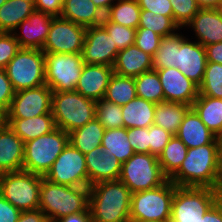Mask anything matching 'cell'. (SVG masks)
<instances>
[{
    "instance_id": "obj_46",
    "label": "cell",
    "mask_w": 222,
    "mask_h": 222,
    "mask_svg": "<svg viewBox=\"0 0 222 222\" xmlns=\"http://www.w3.org/2000/svg\"><path fill=\"white\" fill-rule=\"evenodd\" d=\"M128 141L135 153H150L149 127L127 129Z\"/></svg>"
},
{
    "instance_id": "obj_42",
    "label": "cell",
    "mask_w": 222,
    "mask_h": 222,
    "mask_svg": "<svg viewBox=\"0 0 222 222\" xmlns=\"http://www.w3.org/2000/svg\"><path fill=\"white\" fill-rule=\"evenodd\" d=\"M173 20L183 29L200 9L195 0H170Z\"/></svg>"
},
{
    "instance_id": "obj_26",
    "label": "cell",
    "mask_w": 222,
    "mask_h": 222,
    "mask_svg": "<svg viewBox=\"0 0 222 222\" xmlns=\"http://www.w3.org/2000/svg\"><path fill=\"white\" fill-rule=\"evenodd\" d=\"M7 125L24 143L50 133L56 128L52 114L26 119H7Z\"/></svg>"
},
{
    "instance_id": "obj_1",
    "label": "cell",
    "mask_w": 222,
    "mask_h": 222,
    "mask_svg": "<svg viewBox=\"0 0 222 222\" xmlns=\"http://www.w3.org/2000/svg\"><path fill=\"white\" fill-rule=\"evenodd\" d=\"M169 180L176 186L218 189V138L210 144L189 148L179 170Z\"/></svg>"
},
{
    "instance_id": "obj_25",
    "label": "cell",
    "mask_w": 222,
    "mask_h": 222,
    "mask_svg": "<svg viewBox=\"0 0 222 222\" xmlns=\"http://www.w3.org/2000/svg\"><path fill=\"white\" fill-rule=\"evenodd\" d=\"M176 136L188 149L210 144L216 138L192 108L185 115Z\"/></svg>"
},
{
    "instance_id": "obj_35",
    "label": "cell",
    "mask_w": 222,
    "mask_h": 222,
    "mask_svg": "<svg viewBox=\"0 0 222 222\" xmlns=\"http://www.w3.org/2000/svg\"><path fill=\"white\" fill-rule=\"evenodd\" d=\"M136 96L134 78L113 73L103 99L122 107Z\"/></svg>"
},
{
    "instance_id": "obj_45",
    "label": "cell",
    "mask_w": 222,
    "mask_h": 222,
    "mask_svg": "<svg viewBox=\"0 0 222 222\" xmlns=\"http://www.w3.org/2000/svg\"><path fill=\"white\" fill-rule=\"evenodd\" d=\"M172 137L173 134L164 128L154 124L149 126L150 154L158 157Z\"/></svg>"
},
{
    "instance_id": "obj_16",
    "label": "cell",
    "mask_w": 222,
    "mask_h": 222,
    "mask_svg": "<svg viewBox=\"0 0 222 222\" xmlns=\"http://www.w3.org/2000/svg\"><path fill=\"white\" fill-rule=\"evenodd\" d=\"M159 75L166 102L192 106L199 95V87L178 68L154 69Z\"/></svg>"
},
{
    "instance_id": "obj_48",
    "label": "cell",
    "mask_w": 222,
    "mask_h": 222,
    "mask_svg": "<svg viewBox=\"0 0 222 222\" xmlns=\"http://www.w3.org/2000/svg\"><path fill=\"white\" fill-rule=\"evenodd\" d=\"M141 10L152 11L173 19V10L170 0H137Z\"/></svg>"
},
{
    "instance_id": "obj_47",
    "label": "cell",
    "mask_w": 222,
    "mask_h": 222,
    "mask_svg": "<svg viewBox=\"0 0 222 222\" xmlns=\"http://www.w3.org/2000/svg\"><path fill=\"white\" fill-rule=\"evenodd\" d=\"M14 95L15 91L5 69H0V109L7 113Z\"/></svg>"
},
{
    "instance_id": "obj_7",
    "label": "cell",
    "mask_w": 222,
    "mask_h": 222,
    "mask_svg": "<svg viewBox=\"0 0 222 222\" xmlns=\"http://www.w3.org/2000/svg\"><path fill=\"white\" fill-rule=\"evenodd\" d=\"M221 196L218 189L176 186L170 222H203L205 212Z\"/></svg>"
},
{
    "instance_id": "obj_22",
    "label": "cell",
    "mask_w": 222,
    "mask_h": 222,
    "mask_svg": "<svg viewBox=\"0 0 222 222\" xmlns=\"http://www.w3.org/2000/svg\"><path fill=\"white\" fill-rule=\"evenodd\" d=\"M24 141L8 126L0 130V173L20 171L24 161Z\"/></svg>"
},
{
    "instance_id": "obj_10",
    "label": "cell",
    "mask_w": 222,
    "mask_h": 222,
    "mask_svg": "<svg viewBox=\"0 0 222 222\" xmlns=\"http://www.w3.org/2000/svg\"><path fill=\"white\" fill-rule=\"evenodd\" d=\"M5 71L15 92L45 84V57L39 49L21 48Z\"/></svg>"
},
{
    "instance_id": "obj_57",
    "label": "cell",
    "mask_w": 222,
    "mask_h": 222,
    "mask_svg": "<svg viewBox=\"0 0 222 222\" xmlns=\"http://www.w3.org/2000/svg\"><path fill=\"white\" fill-rule=\"evenodd\" d=\"M94 4L104 13L106 14L109 8L117 1V0H92Z\"/></svg>"
},
{
    "instance_id": "obj_39",
    "label": "cell",
    "mask_w": 222,
    "mask_h": 222,
    "mask_svg": "<svg viewBox=\"0 0 222 222\" xmlns=\"http://www.w3.org/2000/svg\"><path fill=\"white\" fill-rule=\"evenodd\" d=\"M199 95L222 99V64L207 62Z\"/></svg>"
},
{
    "instance_id": "obj_24",
    "label": "cell",
    "mask_w": 222,
    "mask_h": 222,
    "mask_svg": "<svg viewBox=\"0 0 222 222\" xmlns=\"http://www.w3.org/2000/svg\"><path fill=\"white\" fill-rule=\"evenodd\" d=\"M60 17L88 28L101 25L105 14L92 0H64Z\"/></svg>"
},
{
    "instance_id": "obj_58",
    "label": "cell",
    "mask_w": 222,
    "mask_h": 222,
    "mask_svg": "<svg viewBox=\"0 0 222 222\" xmlns=\"http://www.w3.org/2000/svg\"><path fill=\"white\" fill-rule=\"evenodd\" d=\"M7 125V114L4 110L0 109V130Z\"/></svg>"
},
{
    "instance_id": "obj_60",
    "label": "cell",
    "mask_w": 222,
    "mask_h": 222,
    "mask_svg": "<svg viewBox=\"0 0 222 222\" xmlns=\"http://www.w3.org/2000/svg\"><path fill=\"white\" fill-rule=\"evenodd\" d=\"M7 0H0V6L3 5Z\"/></svg>"
},
{
    "instance_id": "obj_27",
    "label": "cell",
    "mask_w": 222,
    "mask_h": 222,
    "mask_svg": "<svg viewBox=\"0 0 222 222\" xmlns=\"http://www.w3.org/2000/svg\"><path fill=\"white\" fill-rule=\"evenodd\" d=\"M121 108L126 129L147 128L154 124L156 104L152 102L136 96Z\"/></svg>"
},
{
    "instance_id": "obj_31",
    "label": "cell",
    "mask_w": 222,
    "mask_h": 222,
    "mask_svg": "<svg viewBox=\"0 0 222 222\" xmlns=\"http://www.w3.org/2000/svg\"><path fill=\"white\" fill-rule=\"evenodd\" d=\"M105 128L95 117L92 121L69 133V143L84 155L102 145Z\"/></svg>"
},
{
    "instance_id": "obj_18",
    "label": "cell",
    "mask_w": 222,
    "mask_h": 222,
    "mask_svg": "<svg viewBox=\"0 0 222 222\" xmlns=\"http://www.w3.org/2000/svg\"><path fill=\"white\" fill-rule=\"evenodd\" d=\"M207 63L203 45L190 38H185L178 48L176 68L198 87L201 85Z\"/></svg>"
},
{
    "instance_id": "obj_21",
    "label": "cell",
    "mask_w": 222,
    "mask_h": 222,
    "mask_svg": "<svg viewBox=\"0 0 222 222\" xmlns=\"http://www.w3.org/2000/svg\"><path fill=\"white\" fill-rule=\"evenodd\" d=\"M113 73L112 66L84 64L75 91L97 102L104 98Z\"/></svg>"
},
{
    "instance_id": "obj_54",
    "label": "cell",
    "mask_w": 222,
    "mask_h": 222,
    "mask_svg": "<svg viewBox=\"0 0 222 222\" xmlns=\"http://www.w3.org/2000/svg\"><path fill=\"white\" fill-rule=\"evenodd\" d=\"M57 222H92L90 209L60 218Z\"/></svg>"
},
{
    "instance_id": "obj_61",
    "label": "cell",
    "mask_w": 222,
    "mask_h": 222,
    "mask_svg": "<svg viewBox=\"0 0 222 222\" xmlns=\"http://www.w3.org/2000/svg\"><path fill=\"white\" fill-rule=\"evenodd\" d=\"M138 222H160V221H138Z\"/></svg>"
},
{
    "instance_id": "obj_40",
    "label": "cell",
    "mask_w": 222,
    "mask_h": 222,
    "mask_svg": "<svg viewBox=\"0 0 222 222\" xmlns=\"http://www.w3.org/2000/svg\"><path fill=\"white\" fill-rule=\"evenodd\" d=\"M95 117L105 129L124 127L121 106L101 99L96 102Z\"/></svg>"
},
{
    "instance_id": "obj_41",
    "label": "cell",
    "mask_w": 222,
    "mask_h": 222,
    "mask_svg": "<svg viewBox=\"0 0 222 222\" xmlns=\"http://www.w3.org/2000/svg\"><path fill=\"white\" fill-rule=\"evenodd\" d=\"M101 25L112 36L113 42L117 45L118 51L124 50L134 44L136 29L110 22L106 17Z\"/></svg>"
},
{
    "instance_id": "obj_34",
    "label": "cell",
    "mask_w": 222,
    "mask_h": 222,
    "mask_svg": "<svg viewBox=\"0 0 222 222\" xmlns=\"http://www.w3.org/2000/svg\"><path fill=\"white\" fill-rule=\"evenodd\" d=\"M187 152L188 147L176 135H173L158 156L160 167L168 179L179 170Z\"/></svg>"
},
{
    "instance_id": "obj_56",
    "label": "cell",
    "mask_w": 222,
    "mask_h": 222,
    "mask_svg": "<svg viewBox=\"0 0 222 222\" xmlns=\"http://www.w3.org/2000/svg\"><path fill=\"white\" fill-rule=\"evenodd\" d=\"M200 9H216L221 0H195Z\"/></svg>"
},
{
    "instance_id": "obj_17",
    "label": "cell",
    "mask_w": 222,
    "mask_h": 222,
    "mask_svg": "<svg viewBox=\"0 0 222 222\" xmlns=\"http://www.w3.org/2000/svg\"><path fill=\"white\" fill-rule=\"evenodd\" d=\"M54 16L34 11L12 31L21 48L42 50ZM20 29V30H19Z\"/></svg>"
},
{
    "instance_id": "obj_6",
    "label": "cell",
    "mask_w": 222,
    "mask_h": 222,
    "mask_svg": "<svg viewBox=\"0 0 222 222\" xmlns=\"http://www.w3.org/2000/svg\"><path fill=\"white\" fill-rule=\"evenodd\" d=\"M68 143L69 134L58 127L25 142L22 170L45 176Z\"/></svg>"
},
{
    "instance_id": "obj_44",
    "label": "cell",
    "mask_w": 222,
    "mask_h": 222,
    "mask_svg": "<svg viewBox=\"0 0 222 222\" xmlns=\"http://www.w3.org/2000/svg\"><path fill=\"white\" fill-rule=\"evenodd\" d=\"M20 49L19 42L12 32H0V69H5Z\"/></svg>"
},
{
    "instance_id": "obj_37",
    "label": "cell",
    "mask_w": 222,
    "mask_h": 222,
    "mask_svg": "<svg viewBox=\"0 0 222 222\" xmlns=\"http://www.w3.org/2000/svg\"><path fill=\"white\" fill-rule=\"evenodd\" d=\"M137 97L154 104L165 102L164 93L159 75L156 70H151L134 78Z\"/></svg>"
},
{
    "instance_id": "obj_51",
    "label": "cell",
    "mask_w": 222,
    "mask_h": 222,
    "mask_svg": "<svg viewBox=\"0 0 222 222\" xmlns=\"http://www.w3.org/2000/svg\"><path fill=\"white\" fill-rule=\"evenodd\" d=\"M203 222H222V196L205 212Z\"/></svg>"
},
{
    "instance_id": "obj_49",
    "label": "cell",
    "mask_w": 222,
    "mask_h": 222,
    "mask_svg": "<svg viewBox=\"0 0 222 222\" xmlns=\"http://www.w3.org/2000/svg\"><path fill=\"white\" fill-rule=\"evenodd\" d=\"M21 212L0 194V222H18Z\"/></svg>"
},
{
    "instance_id": "obj_20",
    "label": "cell",
    "mask_w": 222,
    "mask_h": 222,
    "mask_svg": "<svg viewBox=\"0 0 222 222\" xmlns=\"http://www.w3.org/2000/svg\"><path fill=\"white\" fill-rule=\"evenodd\" d=\"M191 28L195 41L204 47L222 42V15L217 9H199L191 21L183 29Z\"/></svg>"
},
{
    "instance_id": "obj_43",
    "label": "cell",
    "mask_w": 222,
    "mask_h": 222,
    "mask_svg": "<svg viewBox=\"0 0 222 222\" xmlns=\"http://www.w3.org/2000/svg\"><path fill=\"white\" fill-rule=\"evenodd\" d=\"M161 39L160 35L149 29L137 28L134 44L153 57L159 48Z\"/></svg>"
},
{
    "instance_id": "obj_2",
    "label": "cell",
    "mask_w": 222,
    "mask_h": 222,
    "mask_svg": "<svg viewBox=\"0 0 222 222\" xmlns=\"http://www.w3.org/2000/svg\"><path fill=\"white\" fill-rule=\"evenodd\" d=\"M131 191L121 180L89 186L92 222H130Z\"/></svg>"
},
{
    "instance_id": "obj_33",
    "label": "cell",
    "mask_w": 222,
    "mask_h": 222,
    "mask_svg": "<svg viewBox=\"0 0 222 222\" xmlns=\"http://www.w3.org/2000/svg\"><path fill=\"white\" fill-rule=\"evenodd\" d=\"M128 139L125 127L105 129L101 147L110 155H115L121 163H124L135 154Z\"/></svg>"
},
{
    "instance_id": "obj_11",
    "label": "cell",
    "mask_w": 222,
    "mask_h": 222,
    "mask_svg": "<svg viewBox=\"0 0 222 222\" xmlns=\"http://www.w3.org/2000/svg\"><path fill=\"white\" fill-rule=\"evenodd\" d=\"M45 84L53 92L75 91L84 61L81 53H44Z\"/></svg>"
},
{
    "instance_id": "obj_9",
    "label": "cell",
    "mask_w": 222,
    "mask_h": 222,
    "mask_svg": "<svg viewBox=\"0 0 222 222\" xmlns=\"http://www.w3.org/2000/svg\"><path fill=\"white\" fill-rule=\"evenodd\" d=\"M119 180L131 193H135L156 188L164 184L168 178L164 175L156 155L135 153L122 163Z\"/></svg>"
},
{
    "instance_id": "obj_3",
    "label": "cell",
    "mask_w": 222,
    "mask_h": 222,
    "mask_svg": "<svg viewBox=\"0 0 222 222\" xmlns=\"http://www.w3.org/2000/svg\"><path fill=\"white\" fill-rule=\"evenodd\" d=\"M39 209L49 220L58 221L69 214L89 209V187L55 184L42 176Z\"/></svg>"
},
{
    "instance_id": "obj_8",
    "label": "cell",
    "mask_w": 222,
    "mask_h": 222,
    "mask_svg": "<svg viewBox=\"0 0 222 222\" xmlns=\"http://www.w3.org/2000/svg\"><path fill=\"white\" fill-rule=\"evenodd\" d=\"M42 176L25 170L2 173L0 194L21 211L39 209Z\"/></svg>"
},
{
    "instance_id": "obj_38",
    "label": "cell",
    "mask_w": 222,
    "mask_h": 222,
    "mask_svg": "<svg viewBox=\"0 0 222 222\" xmlns=\"http://www.w3.org/2000/svg\"><path fill=\"white\" fill-rule=\"evenodd\" d=\"M138 28L149 29L161 37L171 35L180 30L171 17L155 14L148 10H141Z\"/></svg>"
},
{
    "instance_id": "obj_55",
    "label": "cell",
    "mask_w": 222,
    "mask_h": 222,
    "mask_svg": "<svg viewBox=\"0 0 222 222\" xmlns=\"http://www.w3.org/2000/svg\"><path fill=\"white\" fill-rule=\"evenodd\" d=\"M218 169H219L218 190L222 195V137L218 138Z\"/></svg>"
},
{
    "instance_id": "obj_36",
    "label": "cell",
    "mask_w": 222,
    "mask_h": 222,
    "mask_svg": "<svg viewBox=\"0 0 222 222\" xmlns=\"http://www.w3.org/2000/svg\"><path fill=\"white\" fill-rule=\"evenodd\" d=\"M141 8L137 0H117L107 11L105 17L110 21L131 27L138 28Z\"/></svg>"
},
{
    "instance_id": "obj_15",
    "label": "cell",
    "mask_w": 222,
    "mask_h": 222,
    "mask_svg": "<svg viewBox=\"0 0 222 222\" xmlns=\"http://www.w3.org/2000/svg\"><path fill=\"white\" fill-rule=\"evenodd\" d=\"M117 45L102 25L86 28L82 58L85 64L114 66Z\"/></svg>"
},
{
    "instance_id": "obj_53",
    "label": "cell",
    "mask_w": 222,
    "mask_h": 222,
    "mask_svg": "<svg viewBox=\"0 0 222 222\" xmlns=\"http://www.w3.org/2000/svg\"><path fill=\"white\" fill-rule=\"evenodd\" d=\"M207 62L222 64V42L205 46Z\"/></svg>"
},
{
    "instance_id": "obj_32",
    "label": "cell",
    "mask_w": 222,
    "mask_h": 222,
    "mask_svg": "<svg viewBox=\"0 0 222 222\" xmlns=\"http://www.w3.org/2000/svg\"><path fill=\"white\" fill-rule=\"evenodd\" d=\"M179 32V33H178ZM179 30L171 35L162 37L158 50L153 56V70L174 67L176 68L178 48L188 36Z\"/></svg>"
},
{
    "instance_id": "obj_52",
    "label": "cell",
    "mask_w": 222,
    "mask_h": 222,
    "mask_svg": "<svg viewBox=\"0 0 222 222\" xmlns=\"http://www.w3.org/2000/svg\"><path fill=\"white\" fill-rule=\"evenodd\" d=\"M48 217L40 210L22 211L18 222H47Z\"/></svg>"
},
{
    "instance_id": "obj_12",
    "label": "cell",
    "mask_w": 222,
    "mask_h": 222,
    "mask_svg": "<svg viewBox=\"0 0 222 222\" xmlns=\"http://www.w3.org/2000/svg\"><path fill=\"white\" fill-rule=\"evenodd\" d=\"M44 178L55 184L88 187L85 155L68 143Z\"/></svg>"
},
{
    "instance_id": "obj_59",
    "label": "cell",
    "mask_w": 222,
    "mask_h": 222,
    "mask_svg": "<svg viewBox=\"0 0 222 222\" xmlns=\"http://www.w3.org/2000/svg\"><path fill=\"white\" fill-rule=\"evenodd\" d=\"M216 9L222 15V0L220 1V4Z\"/></svg>"
},
{
    "instance_id": "obj_19",
    "label": "cell",
    "mask_w": 222,
    "mask_h": 222,
    "mask_svg": "<svg viewBox=\"0 0 222 222\" xmlns=\"http://www.w3.org/2000/svg\"><path fill=\"white\" fill-rule=\"evenodd\" d=\"M88 187L102 181L119 180L122 163L101 146L85 154Z\"/></svg>"
},
{
    "instance_id": "obj_28",
    "label": "cell",
    "mask_w": 222,
    "mask_h": 222,
    "mask_svg": "<svg viewBox=\"0 0 222 222\" xmlns=\"http://www.w3.org/2000/svg\"><path fill=\"white\" fill-rule=\"evenodd\" d=\"M191 108L217 137H222V99L198 95Z\"/></svg>"
},
{
    "instance_id": "obj_23",
    "label": "cell",
    "mask_w": 222,
    "mask_h": 222,
    "mask_svg": "<svg viewBox=\"0 0 222 222\" xmlns=\"http://www.w3.org/2000/svg\"><path fill=\"white\" fill-rule=\"evenodd\" d=\"M113 70L118 75L135 78L153 70V57L133 44L118 52Z\"/></svg>"
},
{
    "instance_id": "obj_5",
    "label": "cell",
    "mask_w": 222,
    "mask_h": 222,
    "mask_svg": "<svg viewBox=\"0 0 222 222\" xmlns=\"http://www.w3.org/2000/svg\"><path fill=\"white\" fill-rule=\"evenodd\" d=\"M176 185L169 179L162 185L132 193L130 222H170Z\"/></svg>"
},
{
    "instance_id": "obj_4",
    "label": "cell",
    "mask_w": 222,
    "mask_h": 222,
    "mask_svg": "<svg viewBox=\"0 0 222 222\" xmlns=\"http://www.w3.org/2000/svg\"><path fill=\"white\" fill-rule=\"evenodd\" d=\"M96 101L77 91L53 92L51 113L56 127L68 134L95 118Z\"/></svg>"
},
{
    "instance_id": "obj_14",
    "label": "cell",
    "mask_w": 222,
    "mask_h": 222,
    "mask_svg": "<svg viewBox=\"0 0 222 222\" xmlns=\"http://www.w3.org/2000/svg\"><path fill=\"white\" fill-rule=\"evenodd\" d=\"M52 93L53 91L46 84L15 92L6 113L7 119H26L52 114Z\"/></svg>"
},
{
    "instance_id": "obj_30",
    "label": "cell",
    "mask_w": 222,
    "mask_h": 222,
    "mask_svg": "<svg viewBox=\"0 0 222 222\" xmlns=\"http://www.w3.org/2000/svg\"><path fill=\"white\" fill-rule=\"evenodd\" d=\"M190 109V105L182 103L166 101L157 103L154 114V125L164 128L171 134L176 135L181 122Z\"/></svg>"
},
{
    "instance_id": "obj_50",
    "label": "cell",
    "mask_w": 222,
    "mask_h": 222,
    "mask_svg": "<svg viewBox=\"0 0 222 222\" xmlns=\"http://www.w3.org/2000/svg\"><path fill=\"white\" fill-rule=\"evenodd\" d=\"M64 0H34L35 10L49 13L53 16H60Z\"/></svg>"
},
{
    "instance_id": "obj_13",
    "label": "cell",
    "mask_w": 222,
    "mask_h": 222,
    "mask_svg": "<svg viewBox=\"0 0 222 222\" xmlns=\"http://www.w3.org/2000/svg\"><path fill=\"white\" fill-rule=\"evenodd\" d=\"M85 34V27L60 16H54L42 51L44 53H82Z\"/></svg>"
},
{
    "instance_id": "obj_29",
    "label": "cell",
    "mask_w": 222,
    "mask_h": 222,
    "mask_svg": "<svg viewBox=\"0 0 222 222\" xmlns=\"http://www.w3.org/2000/svg\"><path fill=\"white\" fill-rule=\"evenodd\" d=\"M34 11V0H7L0 6V32H12Z\"/></svg>"
}]
</instances>
